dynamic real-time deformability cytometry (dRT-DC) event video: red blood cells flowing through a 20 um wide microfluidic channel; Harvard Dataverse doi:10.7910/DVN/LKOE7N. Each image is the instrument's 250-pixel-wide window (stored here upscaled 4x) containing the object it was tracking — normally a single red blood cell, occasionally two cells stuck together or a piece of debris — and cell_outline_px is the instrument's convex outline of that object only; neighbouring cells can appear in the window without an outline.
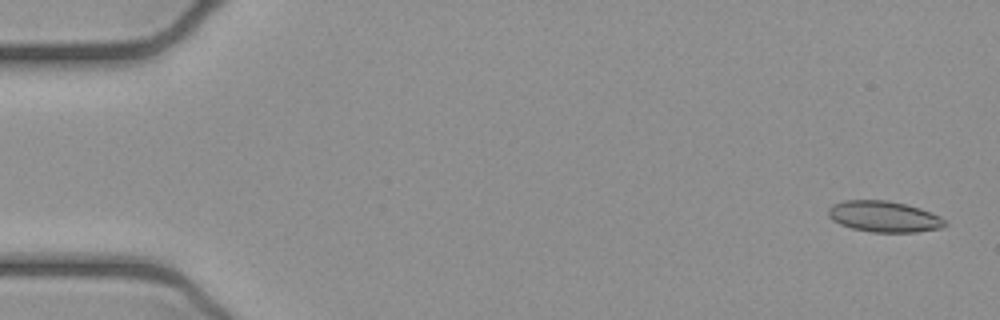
{"species": "common noctule bat (a hibernating species)", "species_latin": "Nyctalus noctula", "temperature_condition": "cold", "stored_images_in_passage": 52, "camera_frame_rate_fps": 3000, "um_per_image_px": 0.085, "animal": {"sex": "female", "body_mass_g": 21.9}, "frame": {"image": 1, "passage_image": 2, "time_ms": 0.333, "image_size_px": [1000, 320], "cell_outline_px": [[948, 224], [944, 228], [916, 232], [872, 232], [852, 228], [840, 224], [832, 220], [828, 216], [828, 208], [832, 204], [844, 200], [888, 200], [920, 208], [940, 216]], "centroid_in_image_um": [75.14, 18.41], "position_along_channel_um": 9.9, "area_um2": 21.21}}
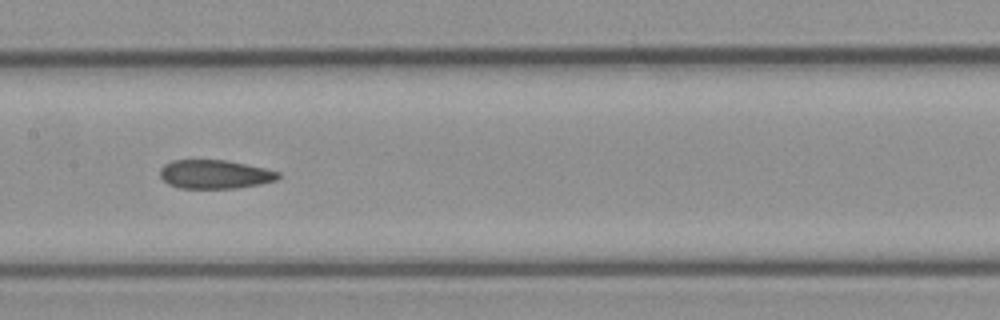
{"frame": {"image": 2, "passage_image": 26, "time_ms": 8.333, "image_size_px": [1000, 320], "cell_outline_px": [[280, 176], [276, 180], [260, 184], [236, 188], [180, 188], [168, 184], [160, 176], [160, 168], [164, 164], [172, 160], [228, 160], [264, 168], [280, 172]], "centroid_in_image_um": [18.25, 14.81], "position_along_channel_um": 189.2, "area_um2": 19.83}}
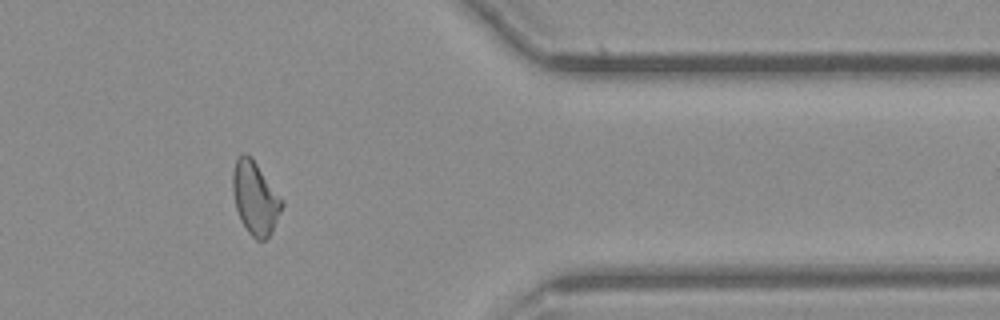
{"frame": {"image": 3, "passage_image": 43, "time_ms": 14.0, "image_size_px": [1000, 320], "cell_outline_px": [[284, 204], [272, 232], [264, 240], [256, 240], [248, 232], [240, 220], [236, 208], [232, 192], [232, 172], [236, 160], [244, 152], [252, 156], [284, 200]], "centroid_in_image_um": [21.7, 16.81], "position_along_channel_um": 389.7, "area_um2": 21.21}, "authors_computed_cell_mechanics": {"area_um2": 21.0681, "velocity_mm_per_s": 3.9076, "shape_relaxation_time_tau1_ms": null, "shape_relaxation_time_tau2_ms": 2.5128, "deformation_change_tau1": null, "deformation_change_tau2": 0.0865}}